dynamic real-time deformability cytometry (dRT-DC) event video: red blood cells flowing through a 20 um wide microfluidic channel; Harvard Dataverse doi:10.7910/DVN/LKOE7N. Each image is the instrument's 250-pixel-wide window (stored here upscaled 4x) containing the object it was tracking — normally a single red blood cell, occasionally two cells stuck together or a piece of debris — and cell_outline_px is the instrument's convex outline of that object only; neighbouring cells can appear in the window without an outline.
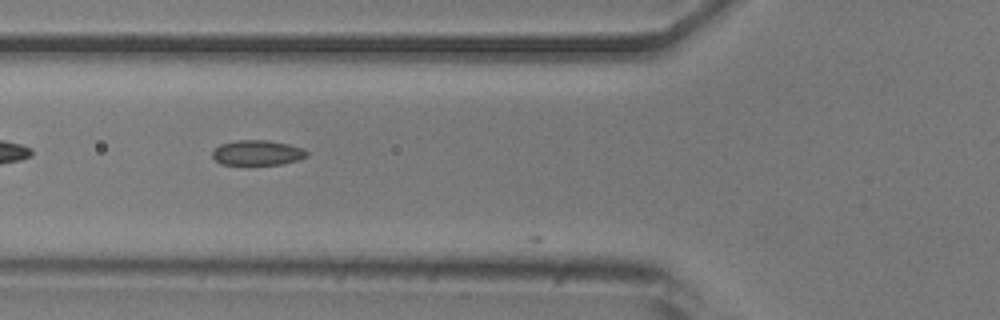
{"species": "common noctule bat (a hibernating species)", "species_latin": "Nyctalus noctula", "temperature_condition": "room temperature", "stored_images_in_passage": 10, "camera_frame_rate_fps": 3000, "um_per_image_px": 0.085, "animal": {"sex": "male", "body_mass_g": 20.5, "forearm_length_mm": 52.5}, "frame": {"image": 1, "passage_image": 5, "time_ms": 1.333, "image_size_px": [1000, 320], "cell_outline_px": [[308, 156], [296, 160], [280, 164], [248, 168], [220, 164], [212, 156], [212, 152], [220, 144], [236, 140], [268, 140], [288, 144], [304, 148], [308, 152]], "centroid_in_image_um": [21.84, 13.03], "position_along_channel_um": 104.0, "area_um2": 14.57}}
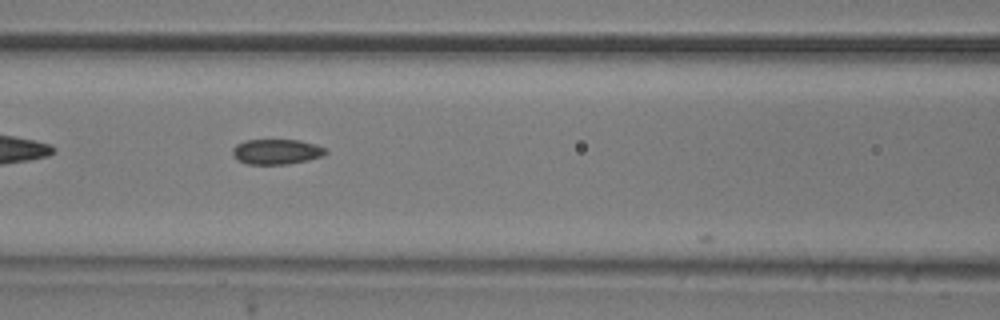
{"frame": {"image": 2, "passage_image": 8, "time_ms": 2.333, "image_size_px": [1000, 320], "cell_outline_px": [[328, 152], [320, 156], [308, 160], [288, 164], [248, 164], [232, 156], [232, 148], [236, 144], [244, 140], [300, 140], [316, 144], [328, 148]], "centroid_in_image_um": [23.51, 12.88], "position_along_channel_um": 143.1, "area_um2": 13.76}}